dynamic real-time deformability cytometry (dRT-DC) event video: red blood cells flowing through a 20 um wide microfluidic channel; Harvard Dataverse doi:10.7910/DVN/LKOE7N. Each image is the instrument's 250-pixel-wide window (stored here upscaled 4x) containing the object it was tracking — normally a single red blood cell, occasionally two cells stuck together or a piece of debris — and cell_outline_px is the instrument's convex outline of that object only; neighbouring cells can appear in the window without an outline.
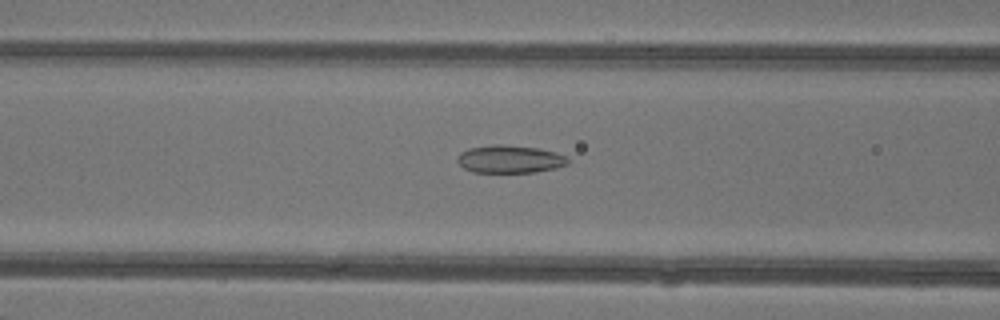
{"species": "common noctule bat (a hibernating species)", "species_latin": "Nyctalus noctula", "temperature_condition": "warm", "stored_images_in_passage": 35, "camera_frame_rate_fps": 3000, "um_per_image_px": 0.085, "animal": {"sex": "female"}, "frame": {"image": 1, "passage_image": 7, "time_ms": 2.0, "image_size_px": [1000, 320], "cell_outline_px": [[568, 164], [556, 168], [536, 172], [472, 172], [464, 168], [456, 160], [456, 156], [460, 152], [468, 148], [492, 144], [500, 144], [540, 148], [556, 152], [564, 156], [568, 160]], "centroid_in_image_um": [43.3, 13.52], "position_along_channel_um": 123.3, "area_um2": 18.03}}
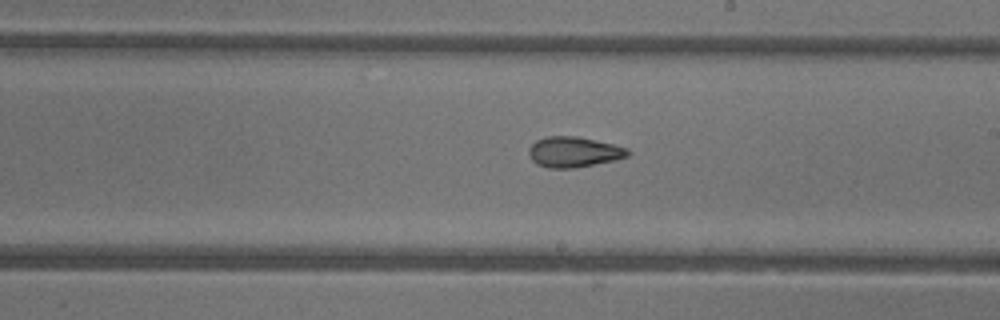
{"frame": {"image": 2, "passage_image": 15, "time_ms": 4.667, "image_size_px": [1000, 320], "cell_outline_px": [[632, 152], [628, 156], [612, 160], [572, 168], [548, 168], [536, 164], [532, 160], [528, 152], [528, 148], [536, 140], [544, 136], [576, 136], [596, 140], [628, 148]], "centroid_in_image_um": [48.74, 12.9], "position_along_channel_um": 240.3, "area_um2": 17.51}}
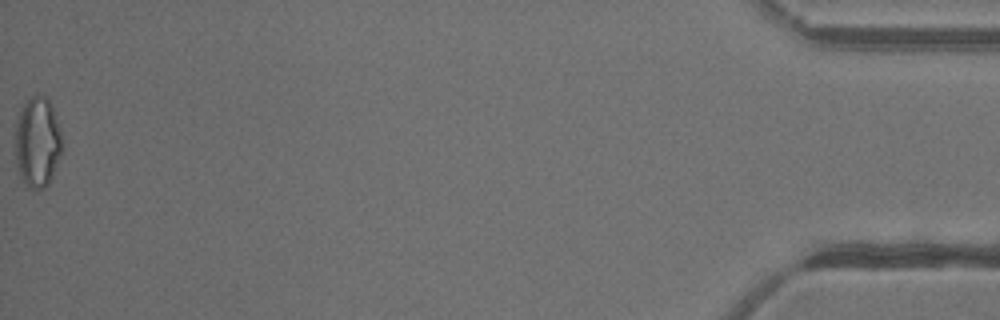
{"frame": {"image": 3, "passage_image": 35, "time_ms": 11.333, "image_size_px": [1000, 320], "cell_outline_px": [[64, 148], [52, 176], [48, 184], [44, 188], [36, 192], [28, 188], [16, 168], [16, 120], [24, 104], [32, 96], [44, 96], [48, 100], [52, 108], [60, 128]], "centroid_in_image_um": [3.2, 12.15], "position_along_channel_um": 432.0, "area_um2": 24.8}, "authors_computed_cell_mechanics": {"area_um2": 18.4382, "velocity_mm_per_s": 4.385, "shape_relaxation_time_tau1_ms": null, "shape_relaxation_time_tau2_ms": 1.702, "deformation_change_tau1": null, "deformation_change_tau2": 0.0819}}